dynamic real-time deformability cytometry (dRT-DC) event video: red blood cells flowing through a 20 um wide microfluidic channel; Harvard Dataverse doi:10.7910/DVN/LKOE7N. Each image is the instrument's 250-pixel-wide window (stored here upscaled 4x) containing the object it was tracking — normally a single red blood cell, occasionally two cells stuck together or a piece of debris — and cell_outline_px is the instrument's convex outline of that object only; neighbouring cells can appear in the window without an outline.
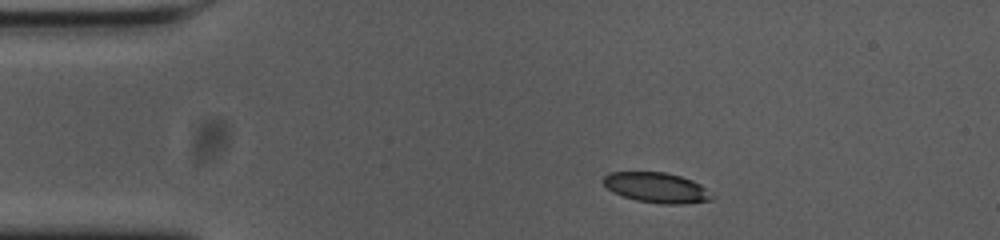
{"species": "common noctule bat (a hibernating species)", "species_latin": "Nyctalus noctula", "temperature_condition": "cold", "stored_images_in_passage": 48, "camera_frame_rate_fps": 3000, "um_per_image_px": 0.085, "animal": {"sex": "female", "body_mass_g": 23.0, "forearm_length_mm": 53.4}, "frame": {"image": 1, "passage_image": 2, "time_ms": 0.333, "image_size_px": [1000, 240], "cell_outline_px": [[712, 200], [684, 204], [660, 204], [636, 200], [612, 192], [600, 180], [608, 172], [664, 172], [680, 176], [692, 180], [700, 184], [712, 196]], "centroid_in_image_um": [55.77, 15.95], "position_along_channel_um": 29.2, "area_um2": 19.07}}
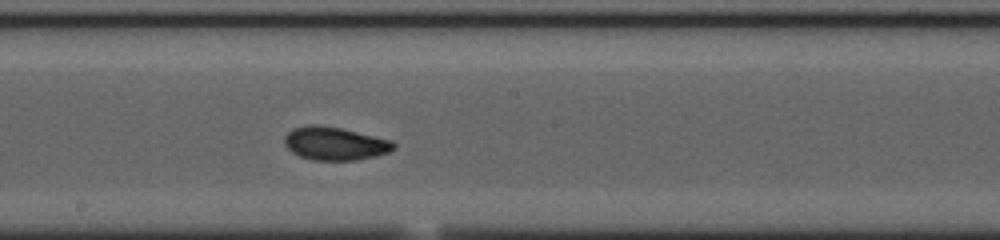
{"frame": {"image": 2, "passage_image": 22, "time_ms": 7.0, "image_size_px": [1000, 240], "cell_outline_px": [[396, 148], [388, 152], [376, 156], [356, 160], [312, 160], [300, 156], [292, 152], [284, 144], [284, 136], [292, 128], [312, 124], [316, 124], [340, 128], [392, 140], [396, 144]], "centroid_in_image_um": [28.46, 12.2], "position_along_channel_um": 219.7, "area_um2": 21.15}}
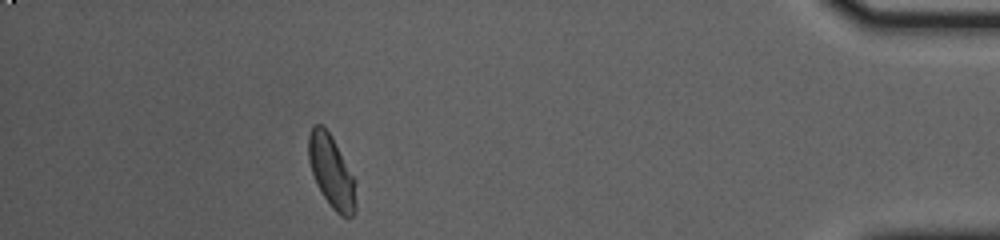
{"frame": {"image": 3, "passage_image": 42, "time_ms": 13.667, "image_size_px": [1000, 240], "cell_outline_px": [[356, 212], [348, 220], [340, 216], [332, 208], [316, 184], [308, 160], [308, 136], [312, 128], [316, 124], [320, 124], [332, 136], [352, 176], [356, 204]], "centroid_in_image_um": [28.15, 14.63], "position_along_channel_um": 407.0, "area_um2": 19.59}, "authors_computed_cell_mechanics": {"area_um2": 20.1144, "velocity_mm_per_s": 3.6424, "shape_relaxation_time_tau1_ms": 4.1322, "shape_relaxation_time_tau2_ms": 3.6891, "deformation_change_tau1": 0.1192, "deformation_change_tau2": 0.0661}}